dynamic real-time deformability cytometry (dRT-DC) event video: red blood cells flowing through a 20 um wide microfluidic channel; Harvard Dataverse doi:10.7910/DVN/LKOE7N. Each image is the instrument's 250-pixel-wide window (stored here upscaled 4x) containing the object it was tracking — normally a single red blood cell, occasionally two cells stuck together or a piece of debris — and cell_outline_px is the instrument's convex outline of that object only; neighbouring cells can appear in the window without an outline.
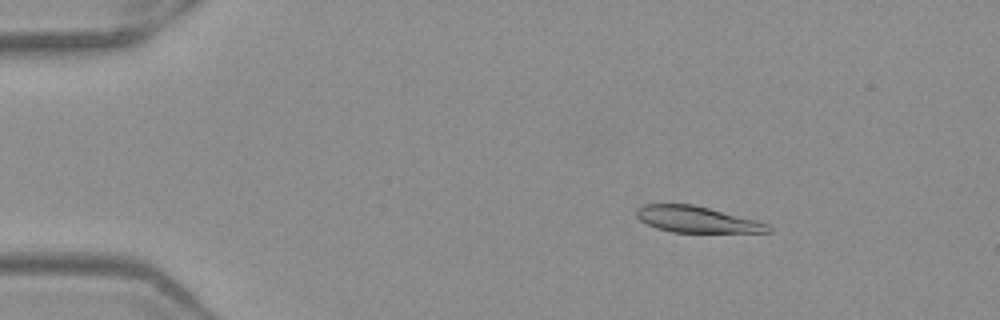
{"species": "Egyptian fruit bat (a non-hibernating species)", "species_latin": "Rousettus aegyptiacus", "temperature_condition": "warm", "stored_images_in_passage": 52, "camera_frame_rate_fps": 3000, "um_per_image_px": 0.085, "frame": {"image": 1, "passage_image": 9, "time_ms": 2.667, "image_size_px": [1000, 320], "cell_outline_px": [[772, 232], [672, 232], [656, 228], [640, 220], [636, 216], [636, 208], [644, 204], [692, 204], [756, 220], [768, 224], [772, 228]], "centroid_in_image_um": [59.2, 18.65], "position_along_channel_um": 25.8, "area_um2": 19.94}}
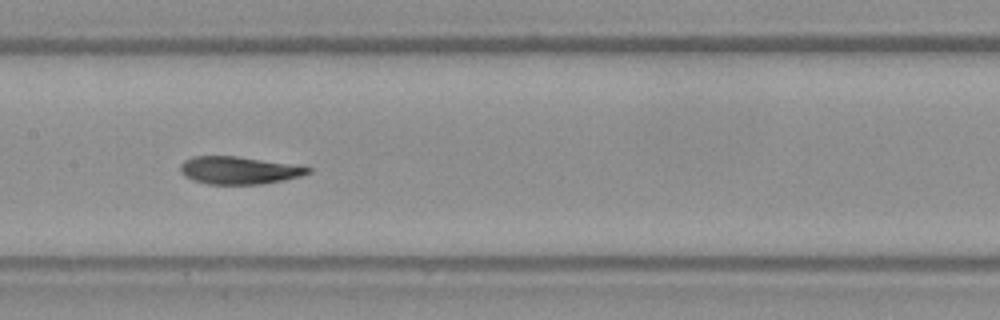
{"frame": {"image": 2, "passage_image": 27, "time_ms": 8.667, "image_size_px": [1000, 320], "cell_outline_px": [[312, 172], [300, 176], [284, 180], [260, 184], [208, 184], [192, 180], [184, 176], [180, 172], [180, 164], [184, 160], [192, 156], [236, 156], [304, 164], [312, 168]], "centroid_in_image_um": [20.38, 14.46], "position_along_channel_um": 187.0, "area_um2": 21.1}}
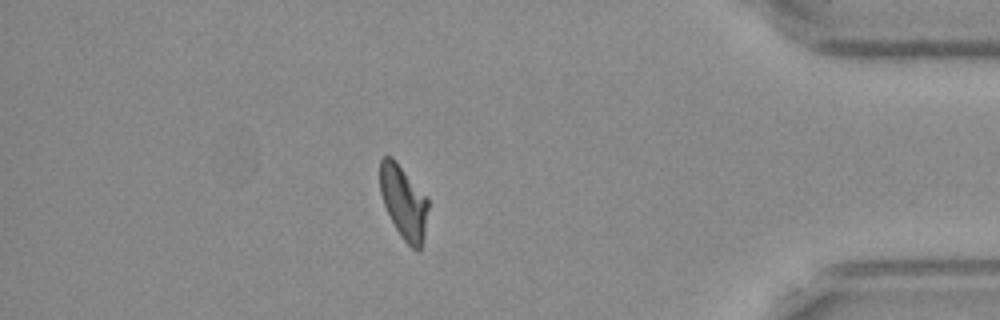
{"frame": {"image": 3, "passage_image": 46, "time_ms": 15.0, "image_size_px": [1000, 320], "cell_outline_px": [[428, 208], [424, 236], [420, 248], [412, 248], [400, 236], [384, 204], [380, 192], [380, 160], [384, 156], [392, 156], [396, 160], [428, 196]], "centroid_in_image_um": [34.32, 17.12], "position_along_channel_um": 400.9, "area_um2": 20.58}, "authors_computed_cell_mechanics": {"area_um2": 21.2126, "velocity_mm_per_s": 3.9553, "shape_relaxation_time_tau1_ms": 6.9046, "shape_relaxation_time_tau2_ms": 2.5921, "deformation_change_tau1": 0.1859, "deformation_change_tau2": 0.0683}}